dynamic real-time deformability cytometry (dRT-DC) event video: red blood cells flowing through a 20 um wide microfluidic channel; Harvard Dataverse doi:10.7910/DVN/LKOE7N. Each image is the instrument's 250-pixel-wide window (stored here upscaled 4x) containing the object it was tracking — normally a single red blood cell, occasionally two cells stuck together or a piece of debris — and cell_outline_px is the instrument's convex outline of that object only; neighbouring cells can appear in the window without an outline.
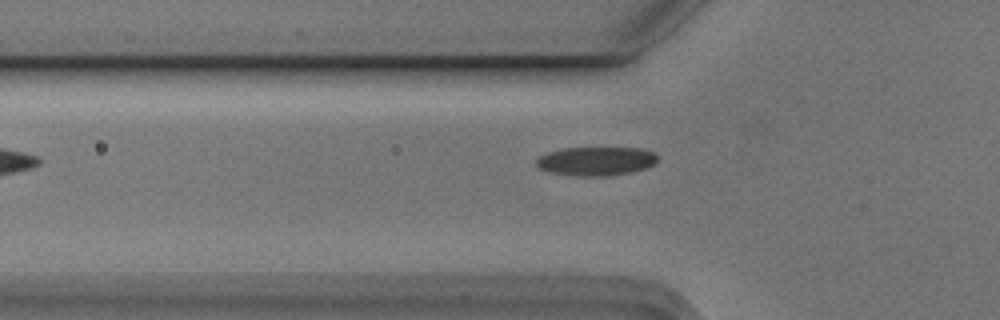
{"species": "Egyptian fruit bat (a non-hibernating species)", "species_latin": "Rousettus aegyptiacus", "temperature_condition": "cold", "stored_images_in_passage": 3, "camera_frame_rate_fps": 3000, "um_per_image_px": 0.085, "animal": {"sex": "male"}, "frame": {"image": 1, "passage_image": 3, "time_ms": 0.667, "image_size_px": [1000, 320], "cell_outline_px": [[656, 164], [644, 168], [628, 172], [604, 176], [580, 176], [552, 172], [540, 168], [536, 164], [536, 160], [540, 156], [548, 152], [564, 148], [640, 148], [656, 152]], "centroid_in_image_um": [50.68, 13.68], "position_along_channel_um": 75.1, "area_um2": 20.06}}